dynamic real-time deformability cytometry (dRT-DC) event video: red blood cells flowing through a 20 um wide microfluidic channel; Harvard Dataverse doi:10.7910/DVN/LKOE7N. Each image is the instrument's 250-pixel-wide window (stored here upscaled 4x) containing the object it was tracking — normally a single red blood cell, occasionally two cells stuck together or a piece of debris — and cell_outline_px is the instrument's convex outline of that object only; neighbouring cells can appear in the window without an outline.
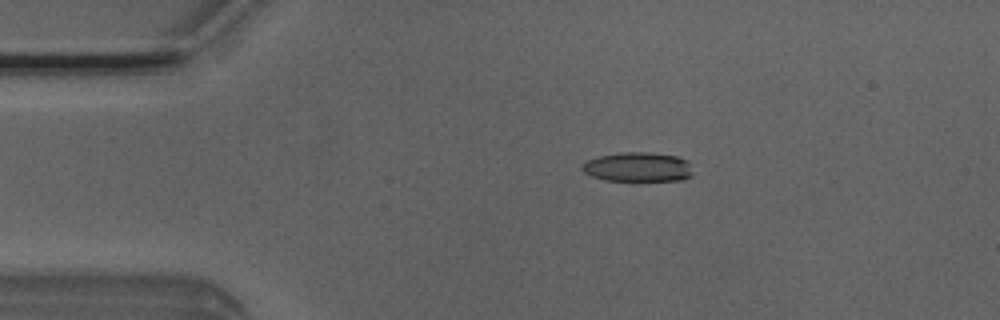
{"species": "Egyptian fruit bat (a non-hibernating species)", "species_latin": "Rousettus aegyptiacus", "temperature_condition": "room temperature", "stored_images_in_passage": 52, "camera_frame_rate_fps": 3000, "um_per_image_px": 0.085, "animal": {"sex": "male"}, "frame": {"image": 1, "passage_image": 10, "time_ms": 3.0, "image_size_px": [1000, 320], "cell_outline_px": [[692, 176], [680, 180], [604, 180], [592, 176], [584, 172], [580, 168], [584, 160], [600, 156], [620, 152], [648, 152], [676, 156], [688, 160], [692, 172]], "centroid_in_image_um": [54.19, 14.18], "position_along_channel_um": 30.8, "area_um2": 19.02}}
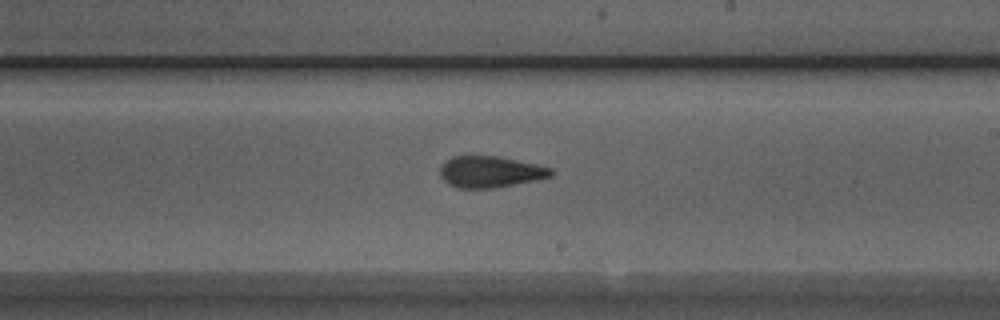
{"frame": {"image": 2, "passage_image": 30, "time_ms": 9.667, "image_size_px": [1000, 320], "cell_outline_px": [[556, 172], [552, 176], [536, 180], [496, 188], [456, 188], [448, 184], [440, 176], [440, 164], [444, 160], [452, 156], [496, 156], [536, 164], [552, 168]], "centroid_in_image_um": [41.65, 14.61], "position_along_channel_um": 247.3, "area_um2": 20.52}}
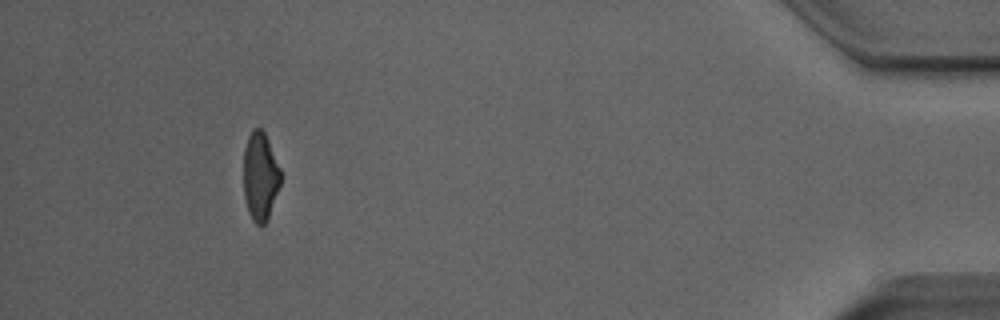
{"frame": {"image": 3, "passage_image": 48, "time_ms": 15.667, "image_size_px": [1000, 320], "cell_outline_px": [[280, 184], [268, 216], [264, 224], [256, 224], [252, 220], [248, 212], [244, 196], [244, 148], [248, 136], [252, 128], [260, 128], [264, 132], [268, 140], [280, 168]], "centroid_in_image_um": [22.1, 14.96], "position_along_channel_um": 413.1, "area_um2": 18.84}, "authors_computed_cell_mechanics": {"area_um2": 19.9121, "velocity_mm_per_s": 3.9352, "shape_relaxation_time_tau1_ms": 6.0795, "shape_relaxation_time_tau2_ms": 2.4694, "deformation_change_tau1": 0.1674, "deformation_change_tau2": 0.1174}}